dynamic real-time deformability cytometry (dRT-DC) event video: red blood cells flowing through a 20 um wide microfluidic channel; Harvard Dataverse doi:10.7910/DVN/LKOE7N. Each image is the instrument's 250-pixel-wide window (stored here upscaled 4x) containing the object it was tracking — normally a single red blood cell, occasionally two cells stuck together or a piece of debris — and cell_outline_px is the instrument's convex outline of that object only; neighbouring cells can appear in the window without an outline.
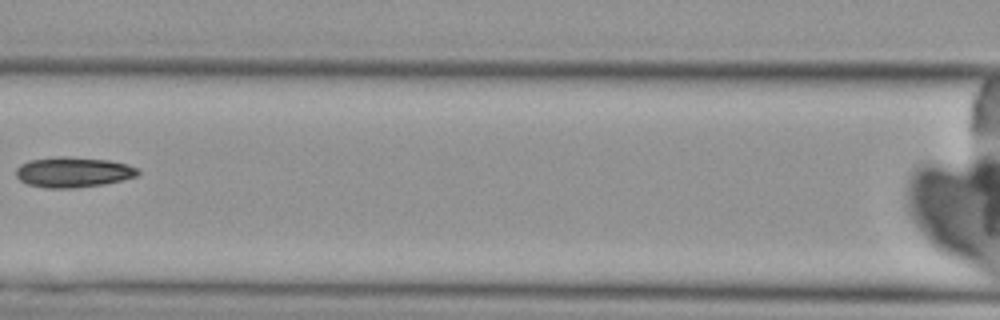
{"species": "Egyptian fruit bat (a non-hibernating species)", "species_latin": "Rousettus aegyptiacus", "temperature_condition": "cold", "stored_images_in_passage": 7, "camera_frame_rate_fps": 3000, "um_per_image_px": 0.085, "animal": {"sex": "female"}, "frame": {"image": 1, "passage_image": 6, "time_ms": 5.667, "image_size_px": [1000, 320], "cell_outline_px": [[140, 172], [136, 176], [104, 184], [72, 188], [48, 188], [28, 184], [20, 180], [16, 176], [16, 168], [20, 164], [28, 160], [60, 156], [68, 156], [108, 160], [128, 164], [140, 168]], "centroid_in_image_um": [6.22, 14.62], "position_along_channel_um": 160.4, "area_um2": 21.62}}
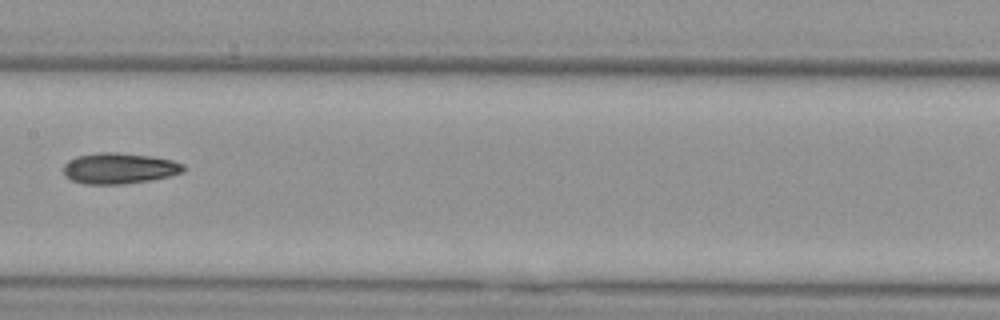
{"frame": {"image": 2, "passage_image": 7, "time_ms": 6.667, "image_size_px": [1000, 320], "cell_outline_px": [[188, 168], [184, 172], [168, 176], [148, 180], [120, 184], [84, 184], [72, 180], [64, 176], [64, 164], [68, 160], [76, 156], [100, 152], [116, 152], [152, 156], [172, 160], [184, 164]], "centroid_in_image_um": [10.14, 14.3], "position_along_channel_um": 197.3, "area_um2": 21.68}}